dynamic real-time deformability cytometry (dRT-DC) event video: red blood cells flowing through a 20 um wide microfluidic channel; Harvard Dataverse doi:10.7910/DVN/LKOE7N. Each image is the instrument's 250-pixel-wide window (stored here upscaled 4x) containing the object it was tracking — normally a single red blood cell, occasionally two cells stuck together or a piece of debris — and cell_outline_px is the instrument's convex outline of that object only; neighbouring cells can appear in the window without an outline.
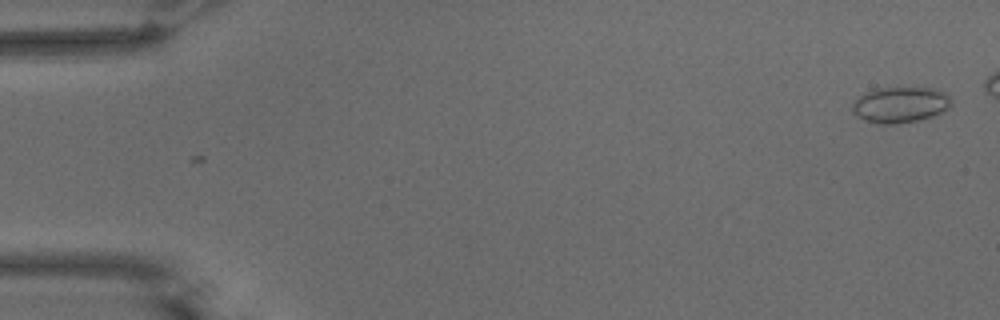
{"species": "common noctule bat (a hibernating species)", "species_latin": "Nyctalus noctula", "temperature_condition": "warm", "stored_images_in_passage": 2, "camera_frame_rate_fps": 3000, "um_per_image_px": 0.085, "animal": {"sex": "male", "body_mass_g": 15.6}, "frame": {"image": 1, "passage_image": 2, "time_ms": 0.333, "image_size_px": [1000, 320], "cell_outline_px": [[952, 104], [948, 108], [940, 112], [916, 120], [896, 124], [880, 124], [868, 120], [852, 112], [852, 104], [864, 92], [876, 88], [932, 88], [944, 92], [952, 100]], "centroid_in_image_um": [76.51, 8.88], "position_along_channel_um": 8.5, "area_um2": 20.23}}